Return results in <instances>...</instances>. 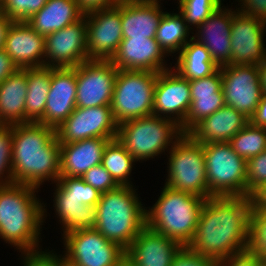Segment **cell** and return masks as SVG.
<instances>
[{
    "label": "cell",
    "instance_id": "3957f363",
    "mask_svg": "<svg viewBox=\"0 0 266 266\" xmlns=\"http://www.w3.org/2000/svg\"><path fill=\"white\" fill-rule=\"evenodd\" d=\"M37 189L20 183L0 186V238L19 253L40 249V229L47 211L35 195Z\"/></svg>",
    "mask_w": 266,
    "mask_h": 266
},
{
    "label": "cell",
    "instance_id": "2e32d148",
    "mask_svg": "<svg viewBox=\"0 0 266 266\" xmlns=\"http://www.w3.org/2000/svg\"><path fill=\"white\" fill-rule=\"evenodd\" d=\"M190 106L189 80L181 77L172 68L159 72L154 89L153 114L172 120L181 127Z\"/></svg>",
    "mask_w": 266,
    "mask_h": 266
},
{
    "label": "cell",
    "instance_id": "f907efd6",
    "mask_svg": "<svg viewBox=\"0 0 266 266\" xmlns=\"http://www.w3.org/2000/svg\"><path fill=\"white\" fill-rule=\"evenodd\" d=\"M253 203L260 209L266 210V184L257 190L253 195Z\"/></svg>",
    "mask_w": 266,
    "mask_h": 266
},
{
    "label": "cell",
    "instance_id": "e0dca14e",
    "mask_svg": "<svg viewBox=\"0 0 266 266\" xmlns=\"http://www.w3.org/2000/svg\"><path fill=\"white\" fill-rule=\"evenodd\" d=\"M266 22L234 12L231 25L229 65H259L266 59L264 44Z\"/></svg>",
    "mask_w": 266,
    "mask_h": 266
},
{
    "label": "cell",
    "instance_id": "f6af8a7d",
    "mask_svg": "<svg viewBox=\"0 0 266 266\" xmlns=\"http://www.w3.org/2000/svg\"><path fill=\"white\" fill-rule=\"evenodd\" d=\"M263 261L247 251L232 255L218 262L219 266H259Z\"/></svg>",
    "mask_w": 266,
    "mask_h": 266
},
{
    "label": "cell",
    "instance_id": "f546056e",
    "mask_svg": "<svg viewBox=\"0 0 266 266\" xmlns=\"http://www.w3.org/2000/svg\"><path fill=\"white\" fill-rule=\"evenodd\" d=\"M174 69L189 81L214 74L220 67L212 59L206 47L191 38L179 52Z\"/></svg>",
    "mask_w": 266,
    "mask_h": 266
},
{
    "label": "cell",
    "instance_id": "8992f818",
    "mask_svg": "<svg viewBox=\"0 0 266 266\" xmlns=\"http://www.w3.org/2000/svg\"><path fill=\"white\" fill-rule=\"evenodd\" d=\"M182 135L174 121L152 114L119 124L116 138L140 162L165 153Z\"/></svg>",
    "mask_w": 266,
    "mask_h": 266
},
{
    "label": "cell",
    "instance_id": "7dc6e473",
    "mask_svg": "<svg viewBox=\"0 0 266 266\" xmlns=\"http://www.w3.org/2000/svg\"><path fill=\"white\" fill-rule=\"evenodd\" d=\"M18 67L4 49L0 50V84L9 76L13 75Z\"/></svg>",
    "mask_w": 266,
    "mask_h": 266
},
{
    "label": "cell",
    "instance_id": "c3c4849f",
    "mask_svg": "<svg viewBox=\"0 0 266 266\" xmlns=\"http://www.w3.org/2000/svg\"><path fill=\"white\" fill-rule=\"evenodd\" d=\"M250 122L255 126H261L266 128V95H263L260 103L250 119Z\"/></svg>",
    "mask_w": 266,
    "mask_h": 266
},
{
    "label": "cell",
    "instance_id": "f35d334b",
    "mask_svg": "<svg viewBox=\"0 0 266 266\" xmlns=\"http://www.w3.org/2000/svg\"><path fill=\"white\" fill-rule=\"evenodd\" d=\"M48 0H3L4 15L14 21H26L39 12Z\"/></svg>",
    "mask_w": 266,
    "mask_h": 266
},
{
    "label": "cell",
    "instance_id": "d6a6232c",
    "mask_svg": "<svg viewBox=\"0 0 266 266\" xmlns=\"http://www.w3.org/2000/svg\"><path fill=\"white\" fill-rule=\"evenodd\" d=\"M134 162L137 161L117 138H114L107 143L101 164L119 186H133L128 178Z\"/></svg>",
    "mask_w": 266,
    "mask_h": 266
},
{
    "label": "cell",
    "instance_id": "5b68a950",
    "mask_svg": "<svg viewBox=\"0 0 266 266\" xmlns=\"http://www.w3.org/2000/svg\"><path fill=\"white\" fill-rule=\"evenodd\" d=\"M205 200L164 185L156 203L149 210L146 208V225L182 246H188Z\"/></svg>",
    "mask_w": 266,
    "mask_h": 266
},
{
    "label": "cell",
    "instance_id": "52a82bcc",
    "mask_svg": "<svg viewBox=\"0 0 266 266\" xmlns=\"http://www.w3.org/2000/svg\"><path fill=\"white\" fill-rule=\"evenodd\" d=\"M168 178L165 185L204 198H210L203 144L183 134L168 149Z\"/></svg>",
    "mask_w": 266,
    "mask_h": 266
},
{
    "label": "cell",
    "instance_id": "f1b7e54d",
    "mask_svg": "<svg viewBox=\"0 0 266 266\" xmlns=\"http://www.w3.org/2000/svg\"><path fill=\"white\" fill-rule=\"evenodd\" d=\"M53 196V207L57 218L60 219L63 235L78 229L95 228V206L79 203L75 198H67L57 187Z\"/></svg>",
    "mask_w": 266,
    "mask_h": 266
},
{
    "label": "cell",
    "instance_id": "ee69618b",
    "mask_svg": "<svg viewBox=\"0 0 266 266\" xmlns=\"http://www.w3.org/2000/svg\"><path fill=\"white\" fill-rule=\"evenodd\" d=\"M240 3L237 12L243 15L258 18L266 22V0H238ZM242 4V5H241ZM241 8V9H240Z\"/></svg>",
    "mask_w": 266,
    "mask_h": 266
},
{
    "label": "cell",
    "instance_id": "7c38bea8",
    "mask_svg": "<svg viewBox=\"0 0 266 266\" xmlns=\"http://www.w3.org/2000/svg\"><path fill=\"white\" fill-rule=\"evenodd\" d=\"M116 123L111 105L76 107L72 114L56 129L59 144L73 143L87 138L114 139Z\"/></svg>",
    "mask_w": 266,
    "mask_h": 266
},
{
    "label": "cell",
    "instance_id": "e575fe53",
    "mask_svg": "<svg viewBox=\"0 0 266 266\" xmlns=\"http://www.w3.org/2000/svg\"><path fill=\"white\" fill-rule=\"evenodd\" d=\"M246 251L264 261L266 259V210L252 204L249 216Z\"/></svg>",
    "mask_w": 266,
    "mask_h": 266
},
{
    "label": "cell",
    "instance_id": "8fae6325",
    "mask_svg": "<svg viewBox=\"0 0 266 266\" xmlns=\"http://www.w3.org/2000/svg\"><path fill=\"white\" fill-rule=\"evenodd\" d=\"M220 69L225 104L250 120L263 97L258 65L227 64Z\"/></svg>",
    "mask_w": 266,
    "mask_h": 266
},
{
    "label": "cell",
    "instance_id": "4fadbf2b",
    "mask_svg": "<svg viewBox=\"0 0 266 266\" xmlns=\"http://www.w3.org/2000/svg\"><path fill=\"white\" fill-rule=\"evenodd\" d=\"M117 71L111 61L88 60L76 66V107L111 105Z\"/></svg>",
    "mask_w": 266,
    "mask_h": 266
},
{
    "label": "cell",
    "instance_id": "9c48e42d",
    "mask_svg": "<svg viewBox=\"0 0 266 266\" xmlns=\"http://www.w3.org/2000/svg\"><path fill=\"white\" fill-rule=\"evenodd\" d=\"M211 196H247V162L229 142L203 144Z\"/></svg>",
    "mask_w": 266,
    "mask_h": 266
},
{
    "label": "cell",
    "instance_id": "d590c367",
    "mask_svg": "<svg viewBox=\"0 0 266 266\" xmlns=\"http://www.w3.org/2000/svg\"><path fill=\"white\" fill-rule=\"evenodd\" d=\"M55 184L67 198H75L79 203L96 206L100 200L101 193L81 177H59Z\"/></svg>",
    "mask_w": 266,
    "mask_h": 266
},
{
    "label": "cell",
    "instance_id": "7bdbcfd3",
    "mask_svg": "<svg viewBox=\"0 0 266 266\" xmlns=\"http://www.w3.org/2000/svg\"><path fill=\"white\" fill-rule=\"evenodd\" d=\"M218 263L211 258L202 256L183 246L174 257L171 266H216Z\"/></svg>",
    "mask_w": 266,
    "mask_h": 266
},
{
    "label": "cell",
    "instance_id": "d6986e66",
    "mask_svg": "<svg viewBox=\"0 0 266 266\" xmlns=\"http://www.w3.org/2000/svg\"><path fill=\"white\" fill-rule=\"evenodd\" d=\"M165 55L155 38H123L111 62L120 70L159 73L172 68L166 66Z\"/></svg>",
    "mask_w": 266,
    "mask_h": 266
},
{
    "label": "cell",
    "instance_id": "d4e9b609",
    "mask_svg": "<svg viewBox=\"0 0 266 266\" xmlns=\"http://www.w3.org/2000/svg\"><path fill=\"white\" fill-rule=\"evenodd\" d=\"M108 138H87L60 144V177H81L94 166L100 165Z\"/></svg>",
    "mask_w": 266,
    "mask_h": 266
},
{
    "label": "cell",
    "instance_id": "836d02e7",
    "mask_svg": "<svg viewBox=\"0 0 266 266\" xmlns=\"http://www.w3.org/2000/svg\"><path fill=\"white\" fill-rule=\"evenodd\" d=\"M235 153L246 162L266 151V129L249 122L229 140Z\"/></svg>",
    "mask_w": 266,
    "mask_h": 266
},
{
    "label": "cell",
    "instance_id": "277c9868",
    "mask_svg": "<svg viewBox=\"0 0 266 266\" xmlns=\"http://www.w3.org/2000/svg\"><path fill=\"white\" fill-rule=\"evenodd\" d=\"M133 186H119L101 193L96 207L95 229L125 250L146 226V207Z\"/></svg>",
    "mask_w": 266,
    "mask_h": 266
},
{
    "label": "cell",
    "instance_id": "8d00e7d4",
    "mask_svg": "<svg viewBox=\"0 0 266 266\" xmlns=\"http://www.w3.org/2000/svg\"><path fill=\"white\" fill-rule=\"evenodd\" d=\"M178 12L184 17L187 26L198 28L217 8L223 3L222 0H182L178 3Z\"/></svg>",
    "mask_w": 266,
    "mask_h": 266
},
{
    "label": "cell",
    "instance_id": "60d3db41",
    "mask_svg": "<svg viewBox=\"0 0 266 266\" xmlns=\"http://www.w3.org/2000/svg\"><path fill=\"white\" fill-rule=\"evenodd\" d=\"M82 180L97 189L100 193L117 189L119 185L102 164L89 169L81 176Z\"/></svg>",
    "mask_w": 266,
    "mask_h": 266
},
{
    "label": "cell",
    "instance_id": "9a60e30c",
    "mask_svg": "<svg viewBox=\"0 0 266 266\" xmlns=\"http://www.w3.org/2000/svg\"><path fill=\"white\" fill-rule=\"evenodd\" d=\"M85 61H88L85 16L45 36V67H76Z\"/></svg>",
    "mask_w": 266,
    "mask_h": 266
},
{
    "label": "cell",
    "instance_id": "74e56055",
    "mask_svg": "<svg viewBox=\"0 0 266 266\" xmlns=\"http://www.w3.org/2000/svg\"><path fill=\"white\" fill-rule=\"evenodd\" d=\"M12 145L13 125H5L0 129V186L10 185L13 183Z\"/></svg>",
    "mask_w": 266,
    "mask_h": 266
},
{
    "label": "cell",
    "instance_id": "5bb4252c",
    "mask_svg": "<svg viewBox=\"0 0 266 266\" xmlns=\"http://www.w3.org/2000/svg\"><path fill=\"white\" fill-rule=\"evenodd\" d=\"M88 60L111 61L123 40L121 3L84 14Z\"/></svg>",
    "mask_w": 266,
    "mask_h": 266
},
{
    "label": "cell",
    "instance_id": "1f68e13d",
    "mask_svg": "<svg viewBox=\"0 0 266 266\" xmlns=\"http://www.w3.org/2000/svg\"><path fill=\"white\" fill-rule=\"evenodd\" d=\"M191 29L179 13L164 12L159 20L155 39L168 55L180 52L192 37Z\"/></svg>",
    "mask_w": 266,
    "mask_h": 266
},
{
    "label": "cell",
    "instance_id": "db71d44e",
    "mask_svg": "<svg viewBox=\"0 0 266 266\" xmlns=\"http://www.w3.org/2000/svg\"><path fill=\"white\" fill-rule=\"evenodd\" d=\"M119 4L120 3H131V2H142L146 0H116Z\"/></svg>",
    "mask_w": 266,
    "mask_h": 266
},
{
    "label": "cell",
    "instance_id": "ffe728a7",
    "mask_svg": "<svg viewBox=\"0 0 266 266\" xmlns=\"http://www.w3.org/2000/svg\"><path fill=\"white\" fill-rule=\"evenodd\" d=\"M3 49L18 69L45 67V36L26 21H14L8 29Z\"/></svg>",
    "mask_w": 266,
    "mask_h": 266
},
{
    "label": "cell",
    "instance_id": "83f0119b",
    "mask_svg": "<svg viewBox=\"0 0 266 266\" xmlns=\"http://www.w3.org/2000/svg\"><path fill=\"white\" fill-rule=\"evenodd\" d=\"M27 68L18 69L0 84V120L5 125L25 123Z\"/></svg>",
    "mask_w": 266,
    "mask_h": 266
},
{
    "label": "cell",
    "instance_id": "6f0895ef",
    "mask_svg": "<svg viewBox=\"0 0 266 266\" xmlns=\"http://www.w3.org/2000/svg\"><path fill=\"white\" fill-rule=\"evenodd\" d=\"M259 266H266V263L263 261Z\"/></svg>",
    "mask_w": 266,
    "mask_h": 266
},
{
    "label": "cell",
    "instance_id": "7402d4cb",
    "mask_svg": "<svg viewBox=\"0 0 266 266\" xmlns=\"http://www.w3.org/2000/svg\"><path fill=\"white\" fill-rule=\"evenodd\" d=\"M183 246L147 225L125 250L137 266H171Z\"/></svg>",
    "mask_w": 266,
    "mask_h": 266
},
{
    "label": "cell",
    "instance_id": "484cf974",
    "mask_svg": "<svg viewBox=\"0 0 266 266\" xmlns=\"http://www.w3.org/2000/svg\"><path fill=\"white\" fill-rule=\"evenodd\" d=\"M160 1L121 3L123 38H155L159 20L164 14Z\"/></svg>",
    "mask_w": 266,
    "mask_h": 266
},
{
    "label": "cell",
    "instance_id": "30bf717a",
    "mask_svg": "<svg viewBox=\"0 0 266 266\" xmlns=\"http://www.w3.org/2000/svg\"><path fill=\"white\" fill-rule=\"evenodd\" d=\"M63 238L67 266H115L126 253L95 228L74 230L65 233Z\"/></svg>",
    "mask_w": 266,
    "mask_h": 266
},
{
    "label": "cell",
    "instance_id": "4dcf8cb0",
    "mask_svg": "<svg viewBox=\"0 0 266 266\" xmlns=\"http://www.w3.org/2000/svg\"><path fill=\"white\" fill-rule=\"evenodd\" d=\"M50 82V67L27 68L25 123H38L43 118Z\"/></svg>",
    "mask_w": 266,
    "mask_h": 266
},
{
    "label": "cell",
    "instance_id": "681fc988",
    "mask_svg": "<svg viewBox=\"0 0 266 266\" xmlns=\"http://www.w3.org/2000/svg\"><path fill=\"white\" fill-rule=\"evenodd\" d=\"M13 22L14 20L9 18L7 15L3 14L0 16V50L4 47L8 29Z\"/></svg>",
    "mask_w": 266,
    "mask_h": 266
},
{
    "label": "cell",
    "instance_id": "4316f807",
    "mask_svg": "<svg viewBox=\"0 0 266 266\" xmlns=\"http://www.w3.org/2000/svg\"><path fill=\"white\" fill-rule=\"evenodd\" d=\"M83 16L76 0H48L26 23L40 35L47 36L77 22Z\"/></svg>",
    "mask_w": 266,
    "mask_h": 266
},
{
    "label": "cell",
    "instance_id": "cb8c5ba5",
    "mask_svg": "<svg viewBox=\"0 0 266 266\" xmlns=\"http://www.w3.org/2000/svg\"><path fill=\"white\" fill-rule=\"evenodd\" d=\"M250 120L235 108L224 105L197 123L187 134L200 144L229 142Z\"/></svg>",
    "mask_w": 266,
    "mask_h": 266
},
{
    "label": "cell",
    "instance_id": "7a4b0ae2",
    "mask_svg": "<svg viewBox=\"0 0 266 266\" xmlns=\"http://www.w3.org/2000/svg\"><path fill=\"white\" fill-rule=\"evenodd\" d=\"M60 177V144L56 129L41 123L13 125V183L39 188Z\"/></svg>",
    "mask_w": 266,
    "mask_h": 266
},
{
    "label": "cell",
    "instance_id": "b9f144b4",
    "mask_svg": "<svg viewBox=\"0 0 266 266\" xmlns=\"http://www.w3.org/2000/svg\"><path fill=\"white\" fill-rule=\"evenodd\" d=\"M21 252L24 266H67L64 257L52 251ZM55 253V254H54ZM24 255V256H23Z\"/></svg>",
    "mask_w": 266,
    "mask_h": 266
},
{
    "label": "cell",
    "instance_id": "ba28073f",
    "mask_svg": "<svg viewBox=\"0 0 266 266\" xmlns=\"http://www.w3.org/2000/svg\"><path fill=\"white\" fill-rule=\"evenodd\" d=\"M157 75L152 71L118 69L111 102L118 125L153 114Z\"/></svg>",
    "mask_w": 266,
    "mask_h": 266
},
{
    "label": "cell",
    "instance_id": "603a6c76",
    "mask_svg": "<svg viewBox=\"0 0 266 266\" xmlns=\"http://www.w3.org/2000/svg\"><path fill=\"white\" fill-rule=\"evenodd\" d=\"M191 106L184 124L180 127L187 134L197 123L225 105L221 69L214 74L189 81Z\"/></svg>",
    "mask_w": 266,
    "mask_h": 266
},
{
    "label": "cell",
    "instance_id": "f5cc1de1",
    "mask_svg": "<svg viewBox=\"0 0 266 266\" xmlns=\"http://www.w3.org/2000/svg\"><path fill=\"white\" fill-rule=\"evenodd\" d=\"M115 266H137L127 255H124L122 259Z\"/></svg>",
    "mask_w": 266,
    "mask_h": 266
},
{
    "label": "cell",
    "instance_id": "44dd1931",
    "mask_svg": "<svg viewBox=\"0 0 266 266\" xmlns=\"http://www.w3.org/2000/svg\"><path fill=\"white\" fill-rule=\"evenodd\" d=\"M234 12L231 8L220 6L196 28L198 32L192 36L206 47L219 67L229 64L231 60L230 36Z\"/></svg>",
    "mask_w": 266,
    "mask_h": 266
},
{
    "label": "cell",
    "instance_id": "9f6ffc18",
    "mask_svg": "<svg viewBox=\"0 0 266 266\" xmlns=\"http://www.w3.org/2000/svg\"><path fill=\"white\" fill-rule=\"evenodd\" d=\"M5 124L0 120V129L3 128Z\"/></svg>",
    "mask_w": 266,
    "mask_h": 266
},
{
    "label": "cell",
    "instance_id": "ac0fdd59",
    "mask_svg": "<svg viewBox=\"0 0 266 266\" xmlns=\"http://www.w3.org/2000/svg\"><path fill=\"white\" fill-rule=\"evenodd\" d=\"M76 94V67L51 68L45 112L38 123L57 129L76 108Z\"/></svg>",
    "mask_w": 266,
    "mask_h": 266
},
{
    "label": "cell",
    "instance_id": "816d5d0a",
    "mask_svg": "<svg viewBox=\"0 0 266 266\" xmlns=\"http://www.w3.org/2000/svg\"><path fill=\"white\" fill-rule=\"evenodd\" d=\"M258 71L263 95H266V59L258 65Z\"/></svg>",
    "mask_w": 266,
    "mask_h": 266
},
{
    "label": "cell",
    "instance_id": "6da1fadb",
    "mask_svg": "<svg viewBox=\"0 0 266 266\" xmlns=\"http://www.w3.org/2000/svg\"><path fill=\"white\" fill-rule=\"evenodd\" d=\"M252 204V196L207 198L194 237L187 247L217 263L245 252Z\"/></svg>",
    "mask_w": 266,
    "mask_h": 266
},
{
    "label": "cell",
    "instance_id": "11a10c76",
    "mask_svg": "<svg viewBox=\"0 0 266 266\" xmlns=\"http://www.w3.org/2000/svg\"><path fill=\"white\" fill-rule=\"evenodd\" d=\"M4 14L3 11V0H0V16Z\"/></svg>",
    "mask_w": 266,
    "mask_h": 266
},
{
    "label": "cell",
    "instance_id": "ab89813d",
    "mask_svg": "<svg viewBox=\"0 0 266 266\" xmlns=\"http://www.w3.org/2000/svg\"><path fill=\"white\" fill-rule=\"evenodd\" d=\"M266 184V151L247 161V196Z\"/></svg>",
    "mask_w": 266,
    "mask_h": 266
},
{
    "label": "cell",
    "instance_id": "bcb514c9",
    "mask_svg": "<svg viewBox=\"0 0 266 266\" xmlns=\"http://www.w3.org/2000/svg\"><path fill=\"white\" fill-rule=\"evenodd\" d=\"M79 9L85 14L94 10L114 7L119 4L116 0H76Z\"/></svg>",
    "mask_w": 266,
    "mask_h": 266
}]
</instances>
